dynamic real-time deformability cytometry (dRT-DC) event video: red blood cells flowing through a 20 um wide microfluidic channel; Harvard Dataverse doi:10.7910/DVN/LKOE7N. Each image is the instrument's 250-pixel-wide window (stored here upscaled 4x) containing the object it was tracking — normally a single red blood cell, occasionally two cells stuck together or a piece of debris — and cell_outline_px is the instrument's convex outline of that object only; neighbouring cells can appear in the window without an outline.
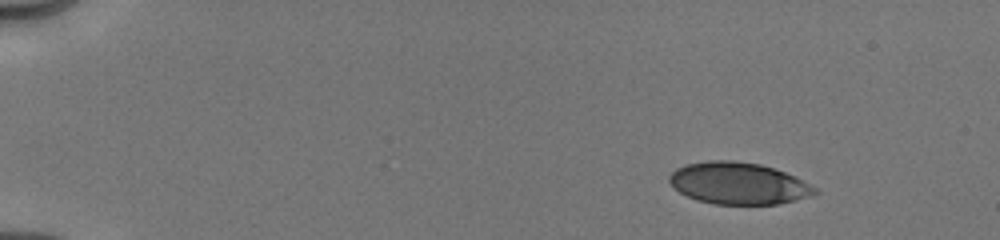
{"species": "human", "species_latin": "Homo sapiens", "temperature_condition": "cold", "stored_images_in_passage": 23, "camera_frame_rate_fps": 3000, "um_per_image_px": 0.085, "donor": {"sex": "male"}, "frame": {"image": 1, "passage_image": 1, "time_ms": 0.0, "image_size_px": [1000, 240], "cell_outline_px": [[820, 192], [808, 196], [780, 204], [712, 204], [696, 200], [680, 192], [668, 180], [668, 176], [676, 168], [688, 164], [708, 160], [732, 160], [760, 164], [784, 172], [816, 188]], "centroid_in_image_um": [62.73, 15.58], "position_along_channel_um": 22.3, "area_um2": 35.14}}
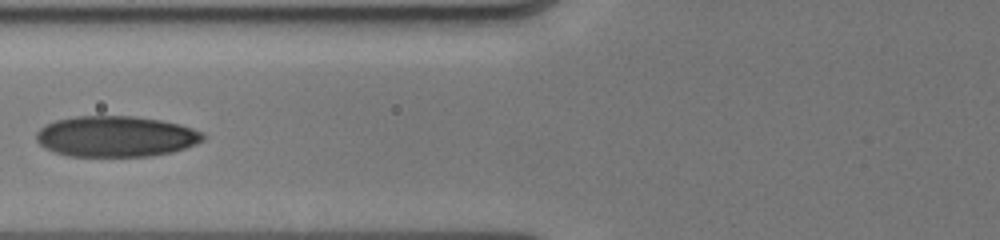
{"frame": {"image": 2, "passage_image": 10, "time_ms": 5.333, "image_size_px": [1000, 240], "cell_outline_px": [[204, 140], [196, 144], [172, 152], [148, 156], [68, 156], [44, 148], [36, 140], [36, 132], [44, 124], [56, 120], [76, 116], [136, 116], [160, 120], [180, 124], [204, 132]], "centroid_in_image_um": [9.84, 11.59], "position_along_channel_um": 116.0, "area_um2": 39.82}}
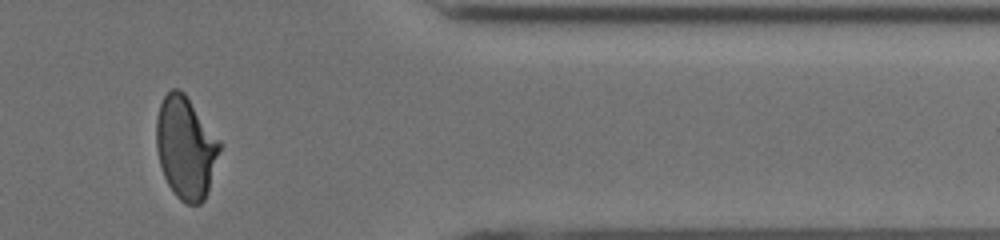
{"frame": {"image": 3, "passage_image": 20, "time_ms": 12.667, "image_size_px": [1000, 240], "cell_outline_px": [[220, 148], [208, 192], [204, 200], [200, 204], [188, 204], [180, 200], [176, 196], [168, 184], [164, 176], [160, 164], [156, 148], [156, 120], [160, 104], [164, 96], [172, 88], [176, 88], [184, 92], [220, 140]], "centroid_in_image_um": [15.77, 12.54], "position_along_channel_um": 395.6, "area_um2": 37.57}, "authors_computed_cell_mechanics": {"area_um2": 37.7434, "velocity_mm_per_s": 4.0324, "shape_relaxation_time_tau1_ms": 5.4746, "shape_relaxation_time_tau2_ms": 1.3677, "deformation_change_tau1": 0.1701, "deformation_change_tau2": 0.065}}